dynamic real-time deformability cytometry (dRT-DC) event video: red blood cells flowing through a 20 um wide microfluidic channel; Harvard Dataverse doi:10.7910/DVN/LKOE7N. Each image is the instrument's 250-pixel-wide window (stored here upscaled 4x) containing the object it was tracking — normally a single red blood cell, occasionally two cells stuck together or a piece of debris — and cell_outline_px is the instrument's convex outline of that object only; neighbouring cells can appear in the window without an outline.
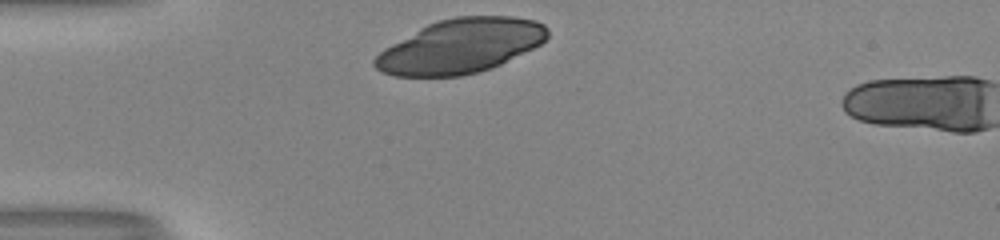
{"species": "human", "species_latin": "Homo sapiens", "temperature_condition": "room temperature", "stored_images_in_passage": 4, "camera_frame_rate_fps": 3000, "um_per_image_px": 0.085, "donor": {"sex": "male"}, "frame": {"image": 1, "passage_image": 1, "time_ms": 0.0, "image_size_px": [1000, 240], "cell_outline_px": [[548, 36], [540, 44], [500, 64], [476, 72], [460, 76], [396, 76], [380, 72], [372, 64], [372, 60], [384, 48], [420, 28], [436, 20], [456, 16], [512, 16], [536, 20], [544, 24], [548, 28]], "centroid_in_image_um": [39.12, 3.91], "position_along_channel_um": 45.9, "area_um2": 54.33}}